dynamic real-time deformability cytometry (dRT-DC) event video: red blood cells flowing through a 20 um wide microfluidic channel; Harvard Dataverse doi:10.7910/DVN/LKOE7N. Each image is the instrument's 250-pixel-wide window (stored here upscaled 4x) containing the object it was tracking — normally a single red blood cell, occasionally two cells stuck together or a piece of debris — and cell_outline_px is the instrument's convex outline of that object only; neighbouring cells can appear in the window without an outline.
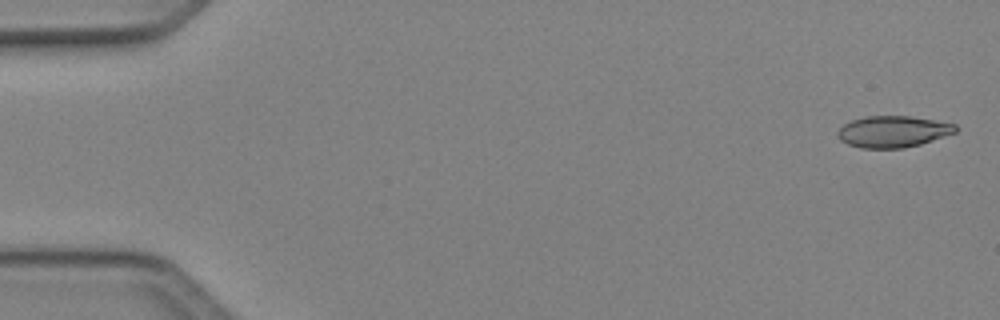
{"species": "Egyptian fruit bat (a non-hibernating species)", "species_latin": "Rousettus aegyptiacus", "temperature_condition": "cold", "stored_images_in_passage": 13, "camera_frame_rate_fps": 3000, "um_per_image_px": 0.085, "animal": {"sex": "female"}, "frame": {"image": 1, "passage_image": 2, "time_ms": 0.333, "image_size_px": [1000, 320], "cell_outline_px": [[956, 132], [920, 144], [904, 148], [860, 148], [848, 144], [840, 140], [836, 136], [836, 132], [844, 124], [852, 120], [868, 116], [908, 116], [956, 124]], "centroid_in_image_um": [75.86, 11.19], "position_along_channel_um": 9.1, "area_um2": 21.44}}